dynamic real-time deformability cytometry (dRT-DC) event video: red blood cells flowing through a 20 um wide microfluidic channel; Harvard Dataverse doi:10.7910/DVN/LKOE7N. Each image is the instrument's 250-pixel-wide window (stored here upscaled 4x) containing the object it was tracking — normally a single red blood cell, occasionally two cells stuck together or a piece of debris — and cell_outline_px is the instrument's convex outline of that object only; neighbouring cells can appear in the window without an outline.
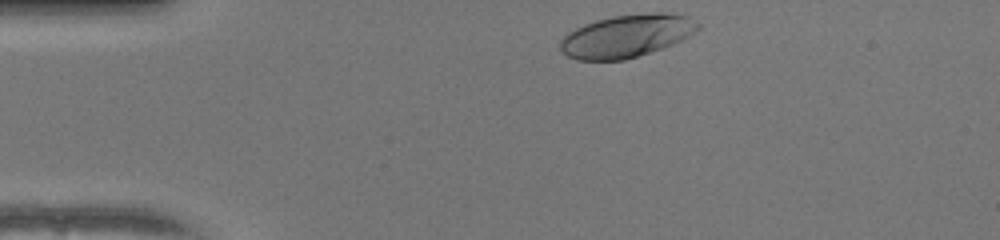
{"species": "human", "species_latin": "Homo sapiens", "temperature_condition": "warm", "stored_images_in_passage": 33, "camera_frame_rate_fps": 3000, "um_per_image_px": 0.085, "donor": {"sex": "female"}, "frame": {"image": 1, "passage_image": 1, "time_ms": 0.0, "image_size_px": [1000, 240], "cell_outline_px": [[700, 28], [696, 32], [672, 44], [624, 60], [576, 60], [568, 56], [560, 48], [560, 40], [568, 32], [584, 24], [596, 20], [612, 16], [656, 12], [664, 12], [684, 16], [700, 24]], "centroid_in_image_um": [53.23, 3.05], "position_along_channel_um": 31.8, "area_um2": 33.87}}
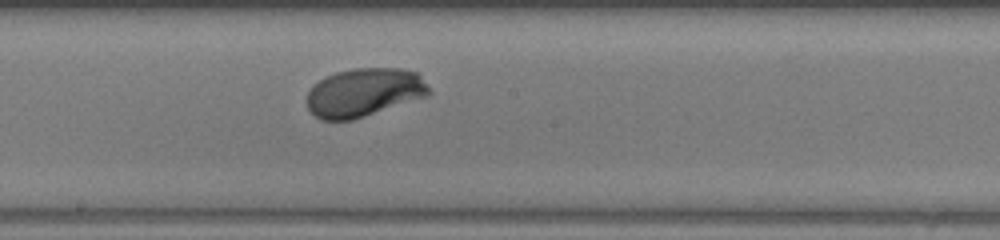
{"frame": {"image": 2, "passage_image": 19, "time_ms": 6.0, "image_size_px": [1000, 240], "cell_outline_px": [[432, 92], [428, 96], [352, 120], [320, 120], [308, 108], [308, 92], [320, 80], [336, 72], [352, 68], [400, 68], [416, 72], [420, 76]], "centroid_in_image_um": [30.97, 7.86], "position_along_channel_um": 217.2, "area_um2": 34.22}}
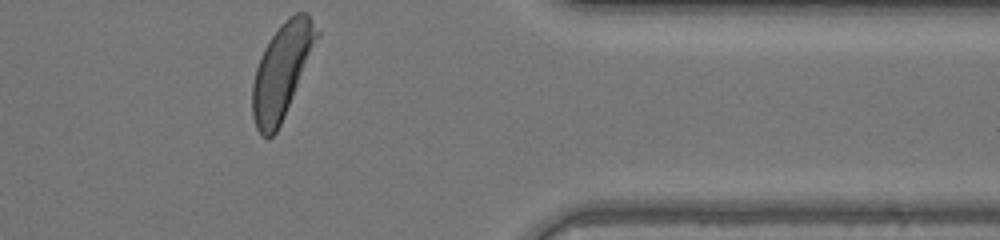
{"frame": {"image": 3, "passage_image": 33, "time_ms": 10.667, "image_size_px": [1000, 240], "cell_outline_px": [[320, 36], [284, 116], [276, 132], [268, 140], [260, 136], [256, 128], [252, 116], [252, 84], [256, 68], [260, 56], [264, 48], [280, 24], [288, 16], [296, 12], [308, 12], [320, 32]], "centroid_in_image_um": [23.95, 6.01], "position_along_channel_um": 387.4, "area_um2": 35.55}, "authors_computed_cell_mechanics": {"area_um2": 34.2176, "velocity_mm_per_s": 4.023, "shape_relaxation_time_tau1_ms": 1.1387, "shape_relaxation_time_tau2_ms": null, "deformation_change_tau1": 0.1272, "deformation_change_tau2": null}}